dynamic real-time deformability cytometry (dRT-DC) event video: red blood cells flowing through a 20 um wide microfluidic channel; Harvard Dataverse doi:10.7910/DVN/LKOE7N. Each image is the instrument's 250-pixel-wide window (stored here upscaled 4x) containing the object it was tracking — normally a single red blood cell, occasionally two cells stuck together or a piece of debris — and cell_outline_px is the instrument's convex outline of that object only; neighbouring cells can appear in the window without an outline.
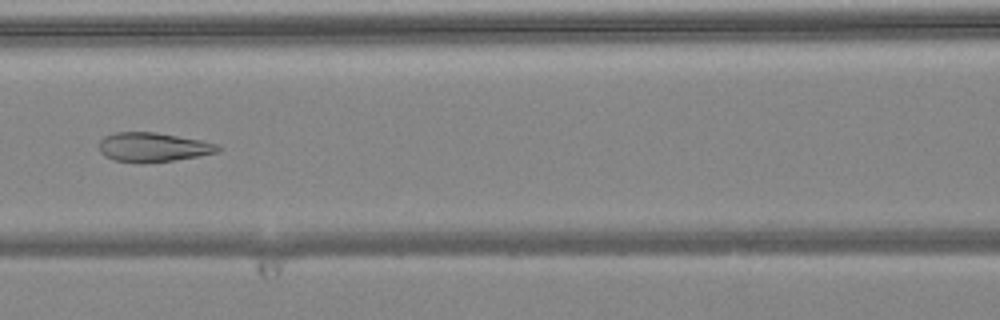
{"species": "common noctule bat (a hibernating species)", "species_latin": "Nyctalus noctula", "temperature_condition": "warm", "stored_images_in_passage": 7, "camera_frame_rate_fps": 3000, "um_per_image_px": 0.085, "animal": {"sex": "female", "body_mass_g": 24.6, "forearm_length_mm": 56.2}, "frame": {"image": 1, "passage_image": 7, "time_ms": 2.0, "image_size_px": [1000, 320], "cell_outline_px": [[224, 148], [216, 152], [196, 156], [172, 160], [112, 160], [104, 156], [100, 152], [100, 140], [104, 136], [116, 132], [156, 132], [200, 140], [220, 144]], "centroid_in_image_um": [13.03, 12.46], "position_along_channel_um": 153.6, "area_um2": 19.54}}